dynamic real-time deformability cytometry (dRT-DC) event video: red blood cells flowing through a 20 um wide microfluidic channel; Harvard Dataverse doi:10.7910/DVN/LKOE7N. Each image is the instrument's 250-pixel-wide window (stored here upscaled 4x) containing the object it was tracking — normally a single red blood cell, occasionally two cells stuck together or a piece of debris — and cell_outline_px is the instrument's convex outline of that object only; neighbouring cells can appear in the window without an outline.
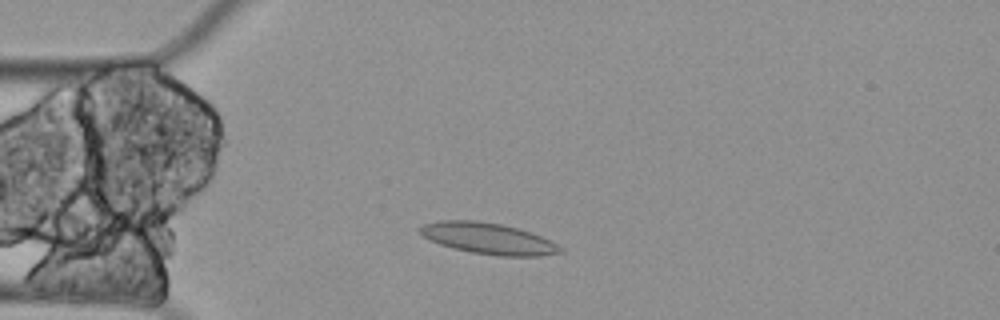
{"species": "Egyptian fruit bat (a non-hibernating species)", "species_latin": "Rousettus aegyptiacus", "temperature_condition": "cold", "stored_images_in_passage": 9, "camera_frame_rate_fps": 3000, "um_per_image_px": 0.085, "animal": {"sex": "female"}, "frame": {"image": 1, "passage_image": 2, "time_ms": 0.333, "image_size_px": [1000, 320], "cell_outline_px": [[564, 252], [540, 256], [500, 256], [472, 252], [452, 248], [440, 244], [416, 232], [416, 228], [424, 224], [440, 220], [476, 220], [500, 224], [532, 232], [556, 244]], "centroid_in_image_um": [41.45, 20.26], "position_along_channel_um": 43.5, "area_um2": 25.37}}
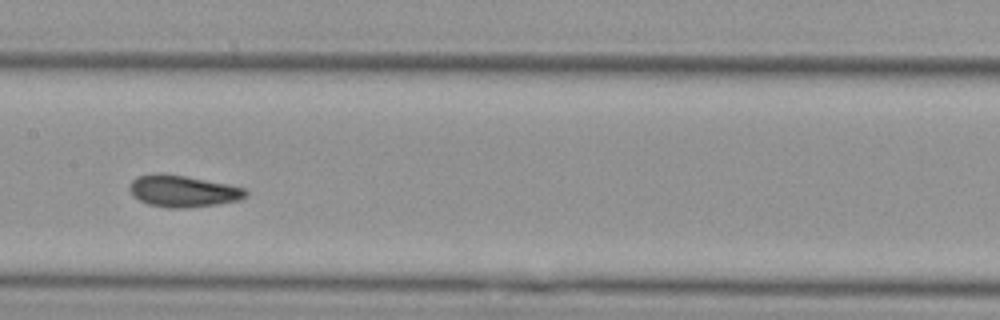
{"frame": {"image": 2, "passage_image": 6, "time_ms": 1.667, "image_size_px": [1000, 320], "cell_outline_px": [[248, 196], [240, 200], [216, 204], [188, 208], [168, 208], [148, 204], [132, 196], [128, 188], [132, 180], [136, 176], [160, 172], [184, 176], [228, 184], [244, 188], [248, 192]], "centroid_in_image_um": [15.53, 16.24], "position_along_channel_um": 191.9, "area_um2": 21.62}}
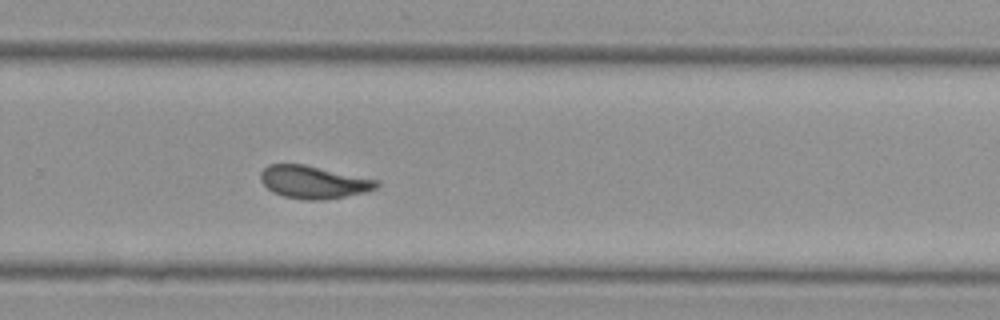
{"frame": {"image": 3, "passage_image": 9, "time_ms": 2.667, "image_size_px": [1000, 320], "cell_outline_px": [[380, 184], [376, 188], [364, 192], [344, 196], [320, 200], [304, 200], [284, 196], [272, 192], [260, 180], [260, 172], [268, 164], [304, 164], [380, 180]], "centroid_in_image_um": [26.64, 15.47], "position_along_channel_um": 303.2, "area_um2": 22.08}}